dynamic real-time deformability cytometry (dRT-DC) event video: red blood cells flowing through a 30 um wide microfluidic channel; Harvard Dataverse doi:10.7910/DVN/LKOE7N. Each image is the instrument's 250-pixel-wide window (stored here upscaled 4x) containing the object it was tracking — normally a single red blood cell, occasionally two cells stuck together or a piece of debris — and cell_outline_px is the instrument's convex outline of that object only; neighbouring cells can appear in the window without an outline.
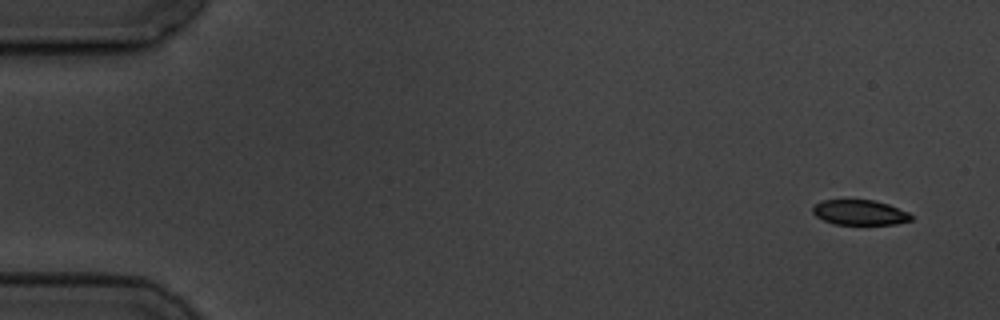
{"species": "common noctule bat (a hibernating species)", "species_latin": "Nyctalus noctula", "temperature_condition": "cold", "stored_images_in_passage": 5, "camera_frame_rate_fps": 3000, "um_per_image_px": 0.085, "animal": {"sex": "male", "body_mass_g": 19.5, "forearm_length_mm": 54.6}, "frame": {"image": 1, "passage_image": 1, "time_ms": 0.0, "image_size_px": [1000, 320], "cell_outline_px": [[912, 220], [896, 224], [836, 224], [824, 220], [816, 216], [812, 212], [812, 208], [816, 204], [824, 200], [872, 200], [888, 204], [908, 212], [912, 216]], "centroid_in_image_um": [73.09, 18.06], "position_along_channel_um": 11.9, "area_um2": 14.22}}
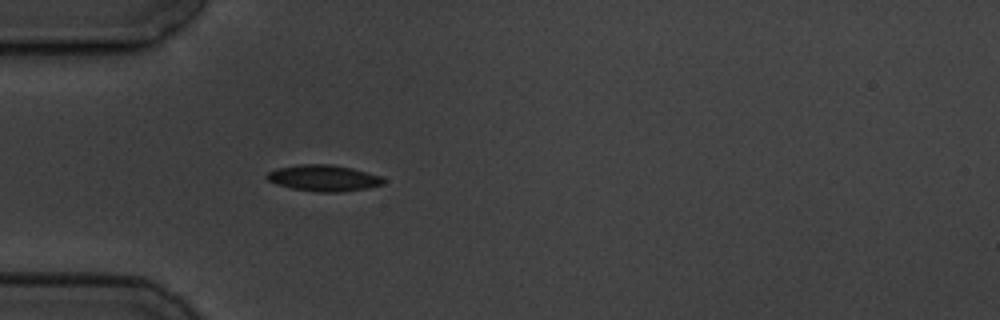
{"frame": {"image": 2, "passage_image": 5, "time_ms": 4.667, "image_size_px": [1000, 320], "cell_outline_px": [[384, 184], [368, 188], [344, 192], [316, 192], [292, 188], [276, 184], [268, 180], [264, 176], [268, 172], [276, 168], [300, 164], [332, 164], [352, 168], [368, 172], [380, 176], [384, 180]], "centroid_in_image_um": [27.5, 15.13], "position_along_channel_um": 57.5, "area_um2": 17.98}}